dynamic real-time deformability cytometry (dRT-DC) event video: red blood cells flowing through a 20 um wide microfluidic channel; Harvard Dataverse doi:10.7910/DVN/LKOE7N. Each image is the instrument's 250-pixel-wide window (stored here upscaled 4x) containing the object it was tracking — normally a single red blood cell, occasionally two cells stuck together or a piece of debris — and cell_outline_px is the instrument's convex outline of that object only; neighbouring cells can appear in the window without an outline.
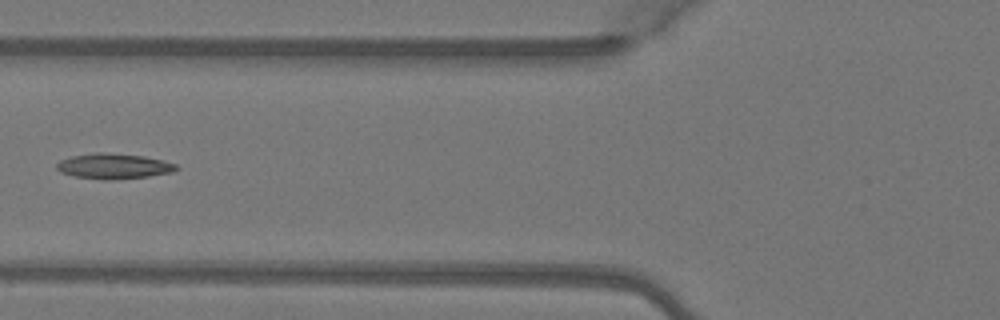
{"species": "Egyptian fruit bat (a non-hibernating species)", "species_latin": "Rousettus aegyptiacus", "temperature_condition": "warm", "stored_images_in_passage": 4, "camera_frame_rate_fps": 3000, "um_per_image_px": 0.085, "animal": {"sex": "female"}, "frame": {"image": 1, "passage_image": 4, "time_ms": 1.0, "image_size_px": [1000, 320], "cell_outline_px": [[180, 168], [172, 172], [148, 176], [112, 180], [104, 180], [72, 176], [60, 172], [56, 168], [56, 164], [60, 160], [72, 156], [96, 152], [104, 152], [144, 156], [176, 164]], "centroid_in_image_um": [9.63, 14.13], "position_along_channel_um": 116.2, "area_um2": 17.69}}